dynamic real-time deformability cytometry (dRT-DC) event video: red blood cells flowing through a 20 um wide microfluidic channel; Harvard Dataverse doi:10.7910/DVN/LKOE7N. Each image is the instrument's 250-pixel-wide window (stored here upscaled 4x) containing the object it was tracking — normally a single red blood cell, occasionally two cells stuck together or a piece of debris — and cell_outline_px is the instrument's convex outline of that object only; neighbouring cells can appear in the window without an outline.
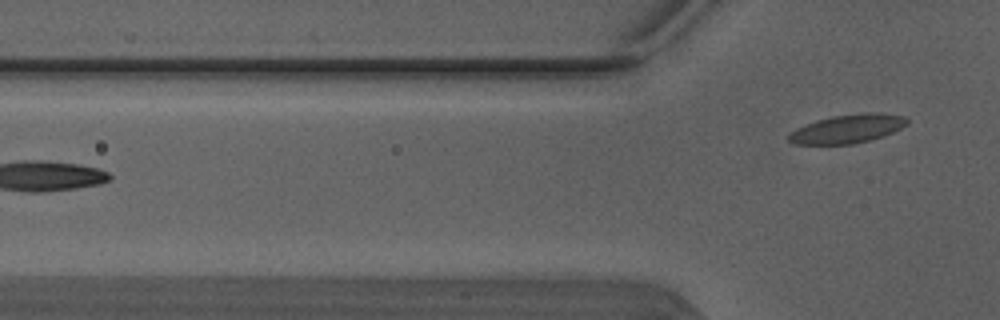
{"species": "Egyptian fruit bat (a non-hibernating species)", "species_latin": "Rousettus aegyptiacus", "temperature_condition": "warm", "stored_images_in_passage": 4, "camera_frame_rate_fps": 3000, "um_per_image_px": 0.085, "animal": {"sex": "male"}, "frame": {"image": 1, "passage_image": 4, "time_ms": 1.0, "image_size_px": [1000, 320], "cell_outline_px": [[908, 124], [884, 136], [852, 144], [792, 144], [788, 140], [788, 136], [796, 128], [816, 120], [832, 116], [864, 112], [876, 112], [904, 116], [908, 120]], "centroid_in_image_um": [72.04, 10.94], "position_along_channel_um": 53.8, "area_um2": 19.71}}